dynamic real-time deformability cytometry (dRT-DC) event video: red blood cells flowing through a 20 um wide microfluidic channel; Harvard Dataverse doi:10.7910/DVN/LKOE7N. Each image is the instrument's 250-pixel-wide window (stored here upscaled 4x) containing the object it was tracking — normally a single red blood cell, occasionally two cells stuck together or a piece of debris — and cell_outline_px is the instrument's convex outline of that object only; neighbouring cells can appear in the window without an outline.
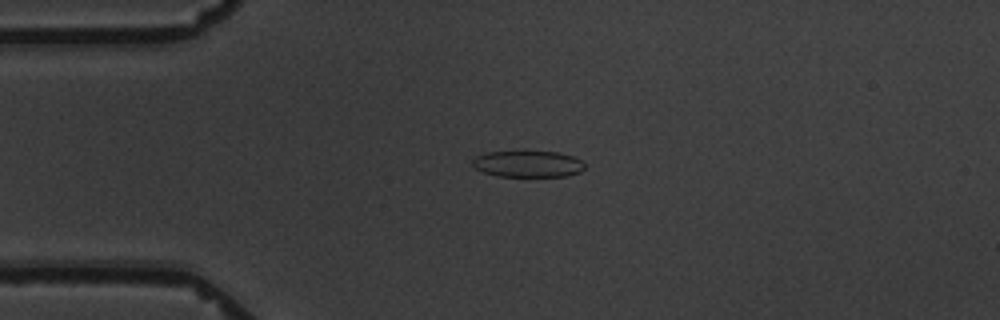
{"species": "common noctule bat (a hibernating species)", "species_latin": "Nyctalus noctula", "temperature_condition": "warm", "stored_images_in_passage": 3, "camera_frame_rate_fps": 3000, "um_per_image_px": 0.085, "animal": {"sex": "male", "body_mass_g": 19.5, "forearm_length_mm": 54.6}, "frame": {"image": 1, "passage_image": 1, "time_ms": 0.0, "image_size_px": [1000, 320], "cell_outline_px": [[584, 168], [580, 172], [568, 176], [496, 176], [484, 172], [476, 168], [472, 164], [472, 160], [476, 156], [488, 152], [556, 152], [572, 156], [580, 160], [584, 164]], "centroid_in_image_um": [44.87, 13.94], "position_along_channel_um": 40.1, "area_um2": 17.05}}